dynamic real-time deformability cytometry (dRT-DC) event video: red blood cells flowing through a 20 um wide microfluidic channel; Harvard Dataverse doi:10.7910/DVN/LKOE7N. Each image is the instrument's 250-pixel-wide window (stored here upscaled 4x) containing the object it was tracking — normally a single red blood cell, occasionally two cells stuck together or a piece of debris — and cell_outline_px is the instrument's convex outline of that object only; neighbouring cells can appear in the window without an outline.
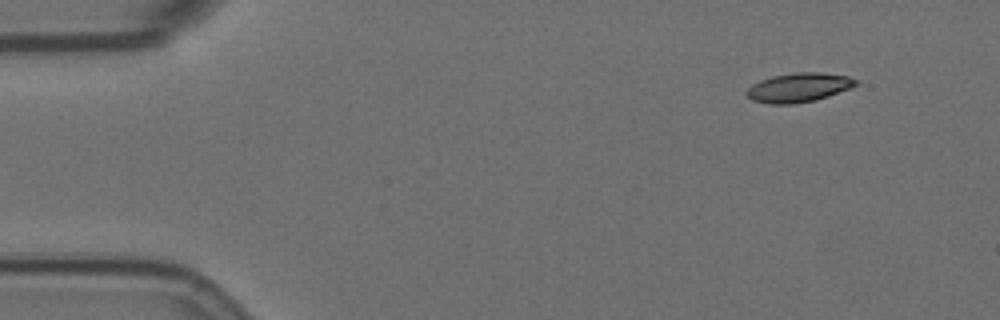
{"species": "Egyptian fruit bat (a non-hibernating species)", "species_latin": "Rousettus aegyptiacus", "temperature_condition": "room temperature", "stored_images_in_passage": 1, "camera_frame_rate_fps": 3000, "um_per_image_px": 0.085, "animal": {"sex": "female"}, "frame": {"image": 1, "passage_image": 1, "time_ms": 0.0, "image_size_px": [1000, 320], "cell_outline_px": [[848, 84], [832, 92], [820, 96], [804, 100], [764, 100], [788, 76], [836, 76]], "centroid_in_image_um": [68.48, 7.45], "position_along_channel_um": 16.5, "area_um2": 10.0}}